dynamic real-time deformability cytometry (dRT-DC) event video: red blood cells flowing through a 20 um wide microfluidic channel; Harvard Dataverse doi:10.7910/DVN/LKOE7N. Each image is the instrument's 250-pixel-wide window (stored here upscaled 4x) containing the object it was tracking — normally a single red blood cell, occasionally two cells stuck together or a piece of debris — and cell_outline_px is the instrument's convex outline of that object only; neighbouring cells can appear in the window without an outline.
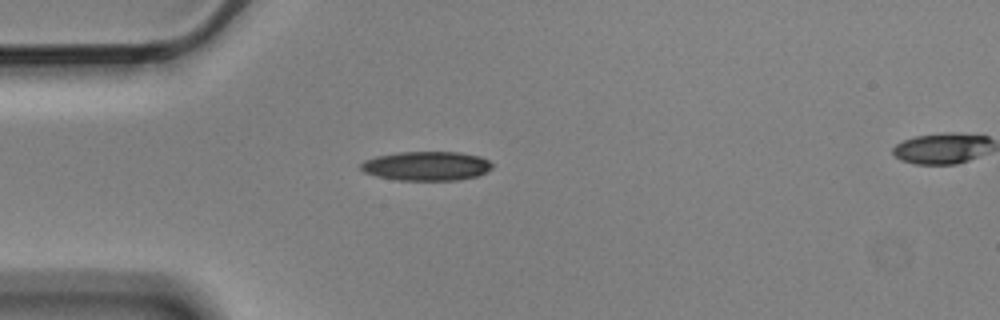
{"species": "Egyptian fruit bat (a non-hibernating species)", "species_latin": "Rousettus aegyptiacus", "temperature_condition": "cold", "stored_images_in_passage": 6, "camera_frame_rate_fps": 3000, "um_per_image_px": 0.085, "animal": {"sex": "male"}, "frame": {"image": 1, "passage_image": 3, "time_ms": 0.667, "image_size_px": [1000, 320], "cell_outline_px": [[492, 168], [488, 172], [476, 176], [460, 180], [396, 180], [376, 176], [364, 172], [360, 168], [360, 164], [364, 160], [376, 156], [400, 152], [460, 152], [480, 156], [488, 160], [492, 164]], "centroid_in_image_um": [36.26, 14.11], "position_along_channel_um": 48.7, "area_um2": 22.48}}
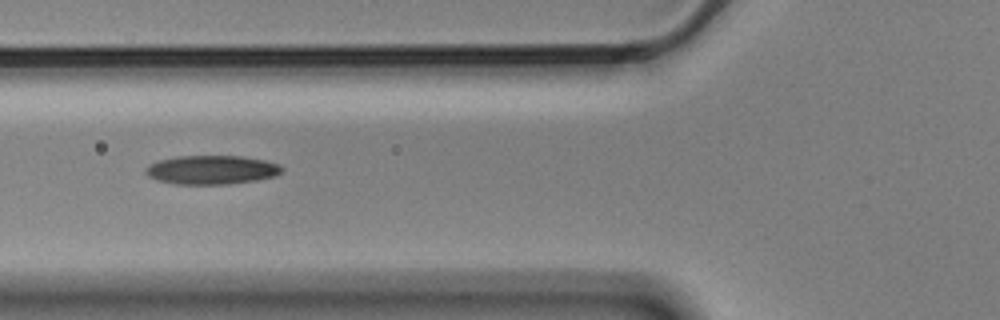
{"frame": {"image": 2, "passage_image": 5, "time_ms": 1.333, "image_size_px": [1000, 320], "cell_outline_px": [[284, 168], [276, 176], [256, 180], [228, 184], [176, 184], [156, 180], [148, 176], [144, 172], [144, 168], [148, 164], [156, 160], [176, 156], [244, 156], [264, 160], [280, 164]], "centroid_in_image_um": [17.95, 14.43], "position_along_channel_um": 107.9, "area_um2": 23.24}}
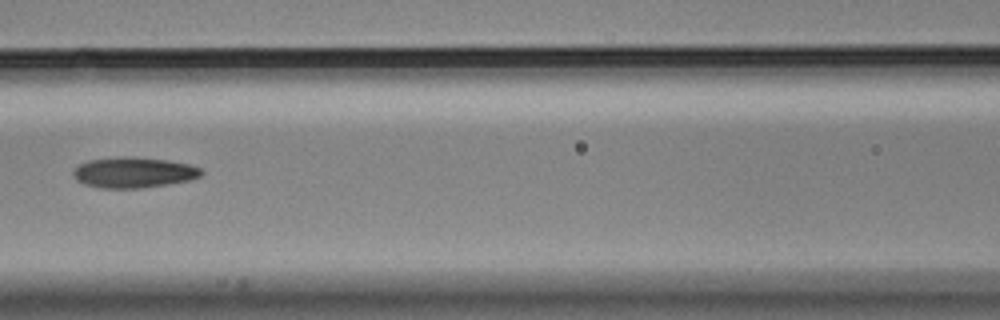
{"frame": {"image": 3, "passage_image": 6, "time_ms": 1.667, "image_size_px": [1000, 320], "cell_outline_px": [[204, 172], [200, 176], [188, 180], [140, 188], [100, 188], [84, 184], [76, 180], [72, 172], [80, 164], [88, 160], [124, 156], [132, 156], [168, 160], [188, 164], [200, 168]], "centroid_in_image_um": [11.33, 14.65], "position_along_channel_um": 155.3, "area_um2": 22.72}}